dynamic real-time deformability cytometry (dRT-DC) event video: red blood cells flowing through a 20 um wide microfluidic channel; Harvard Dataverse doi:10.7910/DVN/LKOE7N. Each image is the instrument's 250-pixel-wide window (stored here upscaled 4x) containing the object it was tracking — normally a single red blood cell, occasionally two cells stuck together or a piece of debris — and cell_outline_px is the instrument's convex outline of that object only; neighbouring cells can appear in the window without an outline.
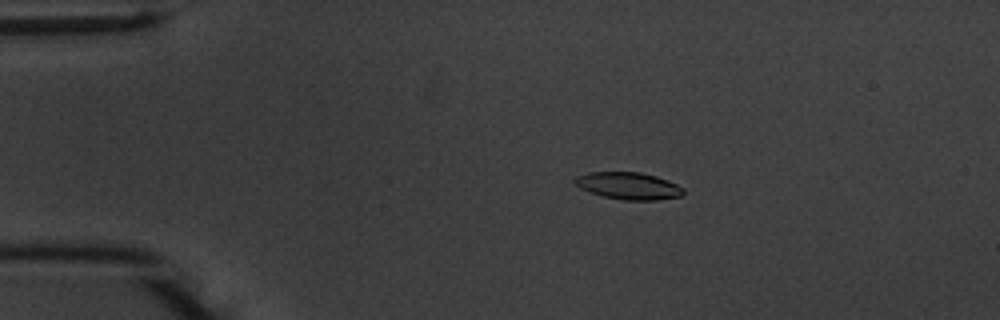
{"species": "common noctule bat (a hibernating species)", "species_latin": "Nyctalus noctula", "temperature_condition": "warm", "stored_images_in_passage": 50, "camera_frame_rate_fps": 3000, "um_per_image_px": 0.085, "animal": {"sex": "male", "body_mass_g": 20.1, "forearm_length_mm": 53.5}, "frame": {"image": 1, "passage_image": 6, "time_ms": 1.667, "image_size_px": [1000, 320], "cell_outline_px": [[684, 192], [680, 196], [656, 200], [624, 200], [604, 196], [588, 192], [580, 188], [572, 180], [576, 176], [588, 172], [640, 172], [656, 176], [668, 180], [684, 188]], "centroid_in_image_um": [53.4, 15.79], "position_along_channel_um": 31.6, "area_um2": 17.17}}
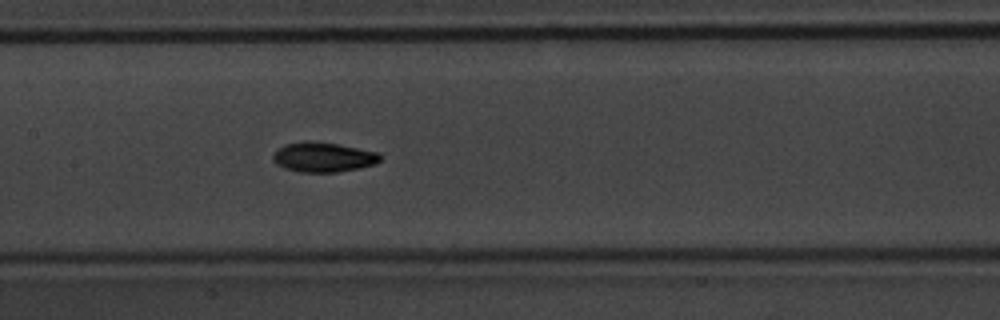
{"frame": {"image": 2, "passage_image": 22, "time_ms": 7.0, "image_size_px": [1000, 320], "cell_outline_px": [[380, 160], [376, 164], [360, 168], [336, 172], [300, 172], [284, 168], [276, 164], [272, 160], [272, 156], [284, 144], [304, 140], [316, 140], [376, 152], [380, 156]], "centroid_in_image_um": [27.43, 13.35], "position_along_channel_um": 180.0, "area_um2": 18.61}}
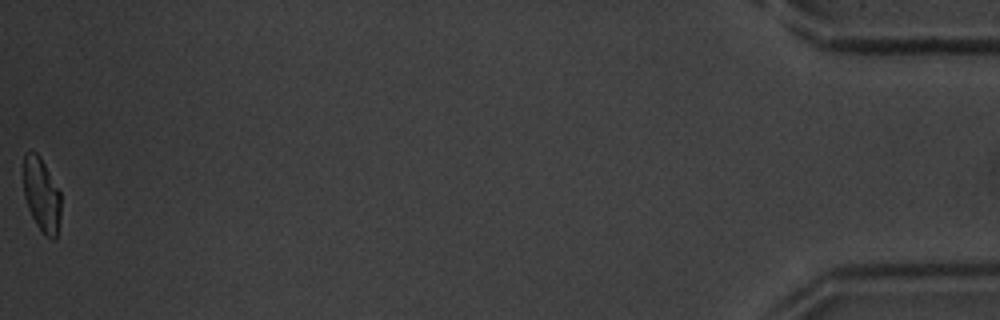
{"frame": {"image": 3, "passage_image": 50, "time_ms": 16.333, "image_size_px": [1000, 320], "cell_outline_px": [[60, 216], [56, 240], [52, 240], [44, 236], [36, 224], [28, 208], [24, 196], [24, 152], [36, 152], [40, 156], [60, 192]], "centroid_in_image_um": [3.54, 16.6], "position_along_channel_um": 431.7, "area_um2": 16.13}, "authors_computed_cell_mechanics": {"area_um2": 17.5134, "velocity_mm_per_s": 3.7259, "shape_relaxation_time_tau1_ms": 2.5808, "shape_relaxation_time_tau2_ms": 3.8798, "deformation_change_tau1": 0.1392, "deformation_change_tau2": 0.0724}}